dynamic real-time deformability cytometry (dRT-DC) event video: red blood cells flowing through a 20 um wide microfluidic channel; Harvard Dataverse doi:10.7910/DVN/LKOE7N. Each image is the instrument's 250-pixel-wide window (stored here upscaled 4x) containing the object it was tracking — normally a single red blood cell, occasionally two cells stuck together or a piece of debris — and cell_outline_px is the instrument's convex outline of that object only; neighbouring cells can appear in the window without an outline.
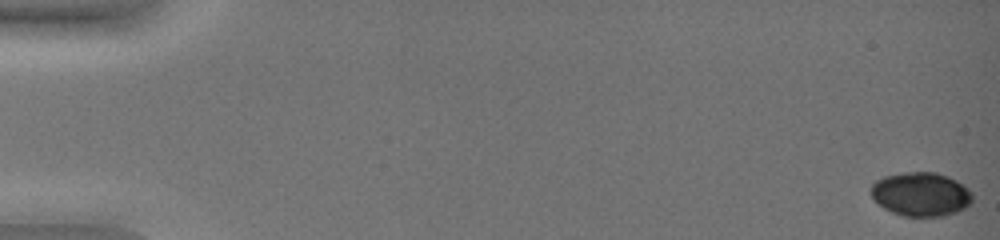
{"species": "common noctule bat (a hibernating species)", "species_latin": "Nyctalus noctula", "temperature_condition": "warm", "stored_images_in_passage": 53, "camera_frame_rate_fps": 3000, "um_per_image_px": 0.085, "animal": {"sex": "female", "body_mass_g": 19.0, "forearm_length_mm": 51.5}, "frame": {"image": 1, "passage_image": 1, "time_ms": 0.0, "image_size_px": [1000, 240], "cell_outline_px": [[972, 200], [964, 208], [956, 212], [944, 216], [900, 216], [884, 208], [872, 196], [872, 184], [876, 180], [884, 176], [904, 172], [936, 172], [948, 176], [956, 180], [968, 188], [972, 192]], "centroid_in_image_um": [78.29, 16.5], "position_along_channel_um": 6.7, "area_um2": 25.89}}
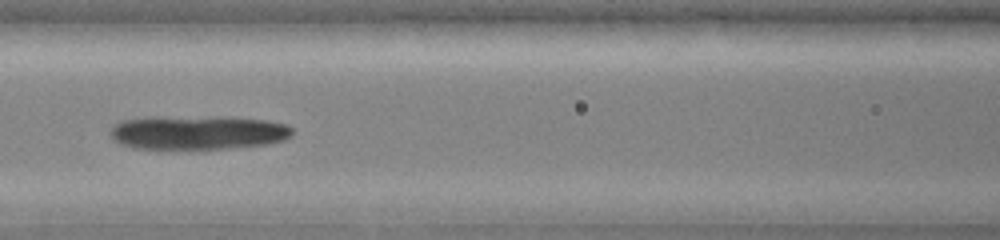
{"frame": {"image": 2, "passage_image": 27, "time_ms": 8.667, "image_size_px": [1000, 240], "cell_outline_px": [[292, 132], [284, 140], [268, 144], [200, 152], [160, 152], [132, 148], [120, 144], [112, 140], [112, 128], [120, 120], [148, 116], [224, 116], [264, 120], [288, 124], [292, 128]], "centroid_in_image_um": [16.73, 11.31], "position_along_channel_um": 149.9, "area_um2": 38.49}}
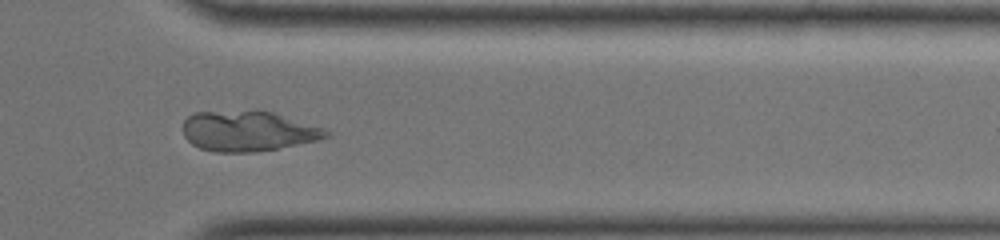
{"frame": {"image": 3, "passage_image": 46, "time_ms": 15.0, "image_size_px": [1000, 240], "cell_outline_px": [[332, 136], [316, 140], [276, 148], [252, 152], [212, 152], [200, 148], [192, 144], [184, 136], [180, 128], [184, 120], [188, 116], [196, 112], [256, 108], [272, 112], [324, 128], [332, 132]], "centroid_in_image_um": [21.03, 11.11], "position_along_channel_um": 390.4, "area_um2": 34.28}}